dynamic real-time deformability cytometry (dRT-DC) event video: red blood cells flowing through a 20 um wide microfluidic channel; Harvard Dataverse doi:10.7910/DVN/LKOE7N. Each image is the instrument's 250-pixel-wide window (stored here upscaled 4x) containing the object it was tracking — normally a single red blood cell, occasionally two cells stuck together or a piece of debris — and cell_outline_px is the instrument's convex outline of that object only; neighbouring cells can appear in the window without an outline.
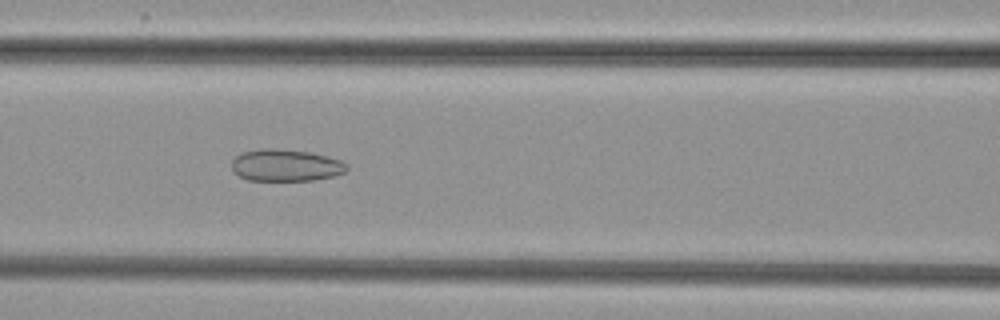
{"species": "common noctule bat (a hibernating species)", "species_latin": "Nyctalus noctula", "temperature_condition": "cold", "stored_images_in_passage": 53, "camera_frame_rate_fps": 3000, "um_per_image_px": 0.085, "animal": {"sex": "female", "body_mass_g": 29.2, "forearm_length_mm": 56.3}, "frame": {"image": 1, "passage_image": 23, "time_ms": 7.333, "image_size_px": [1000, 320], "cell_outline_px": [[348, 168], [344, 172], [332, 176], [316, 180], [248, 180], [232, 172], [232, 160], [236, 156], [244, 152], [260, 148], [276, 148], [312, 152], [328, 156], [340, 160], [348, 164]], "centroid_in_image_um": [24.29, 14.04], "position_along_channel_um": 142.3, "area_um2": 21.56}}
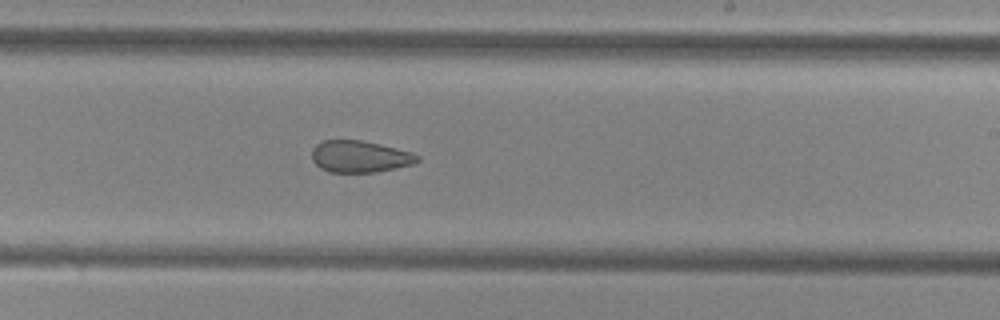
{"frame": {"image": 2, "passage_image": 32, "time_ms": 10.333, "image_size_px": [1000, 320], "cell_outline_px": [[420, 160], [412, 164], [396, 168], [376, 172], [328, 172], [320, 168], [312, 160], [312, 148], [316, 144], [324, 140], [360, 140], [380, 144], [412, 152], [420, 156]], "centroid_in_image_um": [30.58, 13.31], "position_along_channel_um": 258.4, "area_um2": 19.59}}
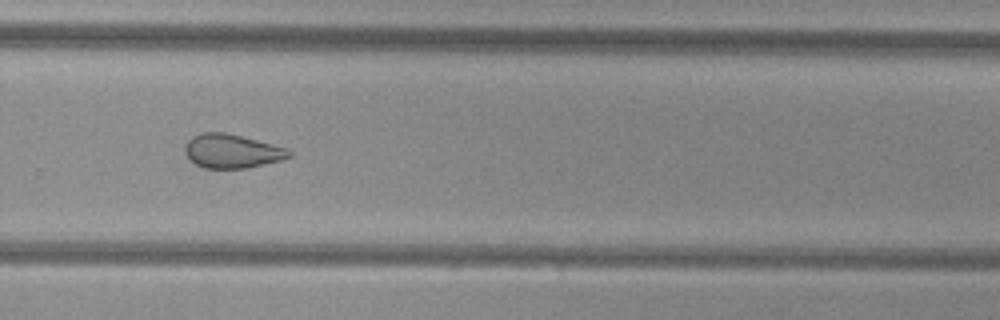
{"frame": {"image": 3, "passage_image": 36, "time_ms": 11.667, "image_size_px": [1000, 320], "cell_outline_px": [[292, 156], [280, 160], [248, 168], [204, 168], [196, 164], [184, 152], [184, 144], [192, 136], [200, 132], [224, 132], [288, 148], [292, 152]], "centroid_in_image_um": [19.7, 12.84], "position_along_channel_um": 310.1, "area_um2": 20.52}}